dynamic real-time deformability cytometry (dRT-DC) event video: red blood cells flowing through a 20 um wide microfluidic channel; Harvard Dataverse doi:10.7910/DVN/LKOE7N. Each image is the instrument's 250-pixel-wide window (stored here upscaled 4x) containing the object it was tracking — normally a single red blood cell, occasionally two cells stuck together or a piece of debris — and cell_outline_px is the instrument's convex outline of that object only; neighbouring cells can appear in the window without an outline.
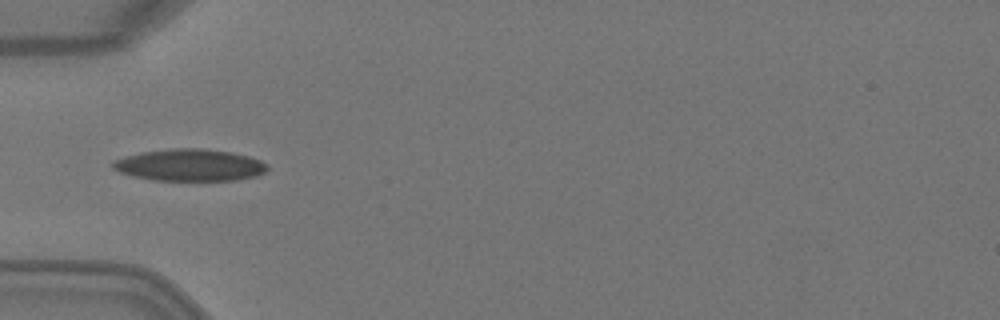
{"species": "Egyptian fruit bat (a non-hibernating species)", "species_latin": "Rousettus aegyptiacus", "temperature_condition": "warm", "stored_images_in_passage": 4, "camera_frame_rate_fps": 3000, "um_per_image_px": 0.085, "animal": {"sex": "female"}, "frame": {"image": 1, "passage_image": 4, "time_ms": 1.0, "image_size_px": [1000, 320], "cell_outline_px": [[268, 168], [264, 172], [256, 176], [236, 180], [156, 180], [132, 176], [120, 172], [112, 168], [112, 164], [116, 160], [140, 152], [172, 148], [200, 148], [232, 152], [248, 156], [260, 160], [268, 164]], "centroid_in_image_um": [16.16, 14.03], "position_along_channel_um": 68.8, "area_um2": 28.61}}